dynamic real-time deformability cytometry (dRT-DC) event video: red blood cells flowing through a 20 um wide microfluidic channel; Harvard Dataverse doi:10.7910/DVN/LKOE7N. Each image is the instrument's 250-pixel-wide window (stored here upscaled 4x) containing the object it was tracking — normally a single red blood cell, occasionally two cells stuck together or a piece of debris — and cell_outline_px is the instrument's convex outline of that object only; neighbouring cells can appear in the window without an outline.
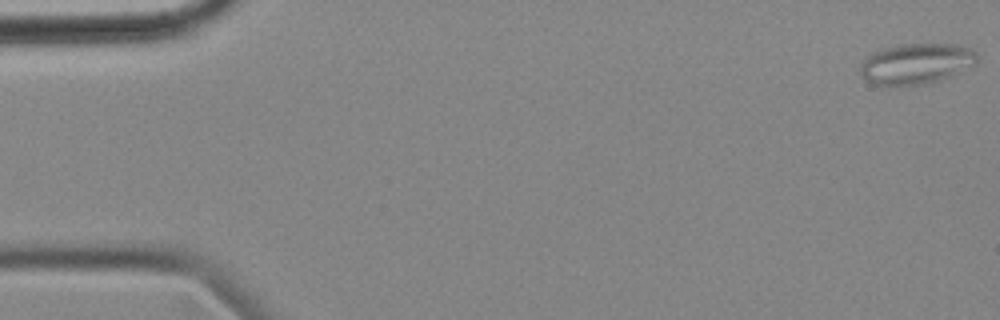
{"species": "common noctule bat (a hibernating species)", "species_latin": "Nyctalus noctula", "temperature_condition": "cold", "stored_images_in_passage": 8, "camera_frame_rate_fps": 3000, "um_per_image_px": 0.085, "animal": {"sex": "female", "body_mass_g": 18.4}, "frame": {"image": 1, "passage_image": 1, "time_ms": 0.0, "image_size_px": [1000, 320], "cell_outline_px": [[976, 64], [952, 76], [940, 80], [920, 84], [872, 84], [864, 80], [860, 76], [860, 64], [872, 52], [884, 48], [900, 44], [956, 44], [968, 48], [976, 52]], "centroid_in_image_um": [77.86, 5.4], "position_along_channel_um": 7.1, "area_um2": 27.51}}